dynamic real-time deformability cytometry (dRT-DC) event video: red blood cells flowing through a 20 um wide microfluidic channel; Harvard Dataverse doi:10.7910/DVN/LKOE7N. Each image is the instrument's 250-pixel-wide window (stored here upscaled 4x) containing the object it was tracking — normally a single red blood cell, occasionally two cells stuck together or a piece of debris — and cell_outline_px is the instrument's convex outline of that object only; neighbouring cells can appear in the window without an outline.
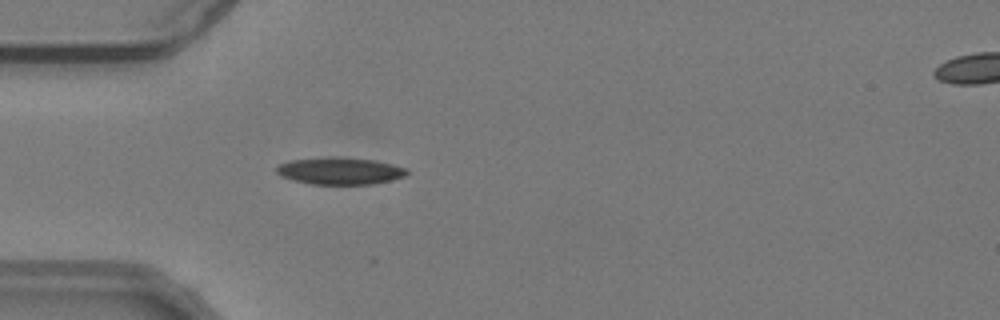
{"species": "common noctule bat (a hibernating species)", "species_latin": "Nyctalus noctula", "temperature_condition": "warm", "stored_images_in_passage": 42, "camera_frame_rate_fps": 3000, "um_per_image_px": 0.085, "animal": {"sex": "male", "body_mass_g": 19.2, "forearm_length_mm": 51.8}, "frame": {"image": 1, "passage_image": 4, "time_ms": 1.0, "image_size_px": [1000, 320], "cell_outline_px": [[408, 176], [392, 180], [372, 184], [312, 184], [292, 180], [280, 176], [276, 172], [276, 168], [280, 164], [288, 160], [332, 156], [372, 160], [392, 164], [408, 168]], "centroid_in_image_um": [28.9, 14.53], "position_along_channel_um": 56.1, "area_um2": 20.75}}
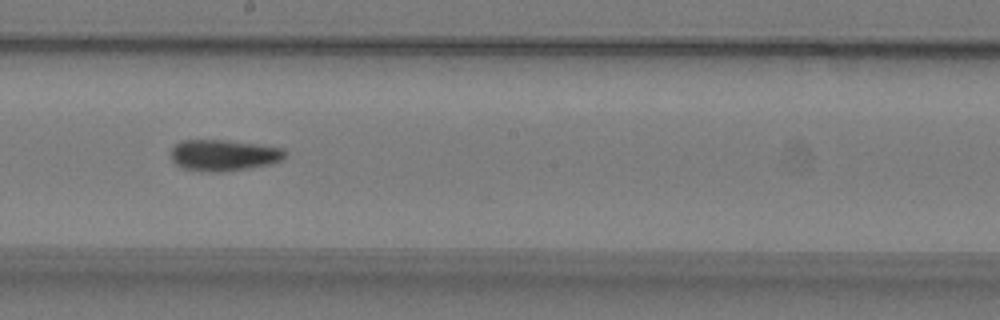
{"frame": {"image": 2, "passage_image": 18, "time_ms": 5.667, "image_size_px": [1000, 320], "cell_outline_px": [[288, 152], [284, 160], [272, 164], [248, 168], [220, 172], [200, 172], [184, 168], [176, 164], [172, 160], [172, 148], [180, 140], [228, 140], [284, 148]], "centroid_in_image_um": [19.06, 13.2], "position_along_channel_um": 229.1, "area_um2": 21.04}}
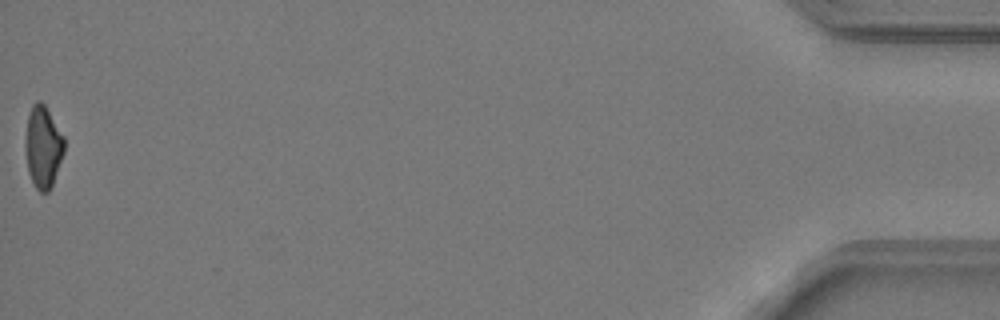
{"frame": {"image": 3, "passage_image": 42, "time_ms": 13.667, "image_size_px": [1000, 320], "cell_outline_px": [[64, 152], [52, 184], [48, 192], [40, 192], [36, 188], [28, 172], [24, 144], [28, 116], [32, 104], [36, 100], [40, 100], [44, 104], [64, 136]], "centroid_in_image_um": [3.64, 12.46], "position_along_channel_um": 431.6, "area_um2": 18.5}, "authors_computed_cell_mechanics": {"area_um2": 20.2011, "velocity_mm_per_s": 3.819, "shape_relaxation_time_tau1_ms": 8.7614, "shape_relaxation_time_tau2_ms": 2.9171, "deformation_change_tau1": 0.208, "deformation_change_tau2": 0.1017}}